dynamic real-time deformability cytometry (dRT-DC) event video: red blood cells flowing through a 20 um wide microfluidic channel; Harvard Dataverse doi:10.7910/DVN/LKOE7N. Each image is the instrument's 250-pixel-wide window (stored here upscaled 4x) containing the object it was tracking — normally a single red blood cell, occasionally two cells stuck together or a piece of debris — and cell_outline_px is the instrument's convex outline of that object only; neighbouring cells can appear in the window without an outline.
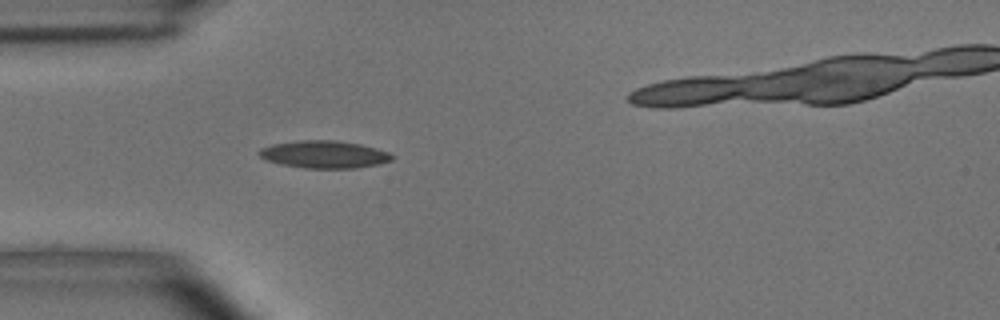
{"species": "common noctule bat (a hibernating species)", "species_latin": "Nyctalus noctula", "temperature_condition": "room temperature", "stored_images_in_passage": 34, "camera_frame_rate_fps": 3000, "um_per_image_px": 0.085, "animal": {"sex": "male", "body_mass_g": 15.6}, "frame": {"image": 1, "passage_image": 1, "time_ms": 0.0, "image_size_px": [1000, 320], "cell_outline_px": [[396, 156], [392, 160], [380, 164], [356, 168], [304, 168], [280, 164], [268, 160], [260, 156], [256, 152], [260, 148], [272, 144], [300, 140], [336, 140], [360, 144], [376, 148], [388, 152]], "centroid_in_image_um": [27.57, 13.12], "position_along_channel_um": 57.4, "area_um2": 21.39}}
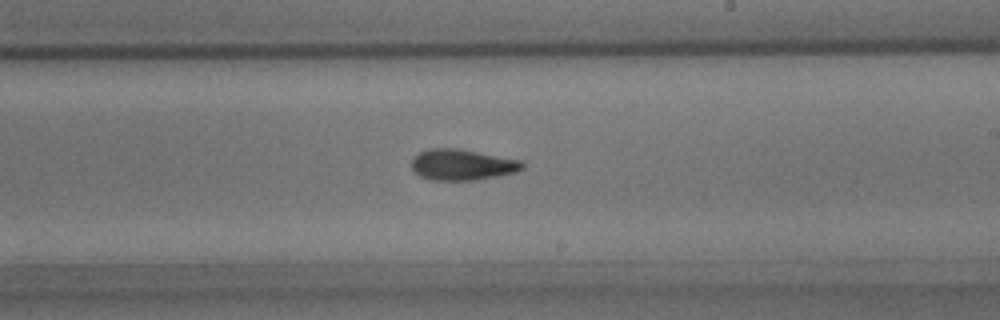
{"frame": {"image": 2, "passage_image": 17, "time_ms": 5.333, "image_size_px": [1000, 320], "cell_outline_px": [[524, 168], [516, 172], [476, 180], [432, 180], [420, 176], [412, 168], [412, 156], [420, 152], [432, 148], [460, 148], [520, 160], [524, 164]], "centroid_in_image_um": [39.28, 13.99], "position_along_channel_um": 249.7, "area_um2": 20.0}}
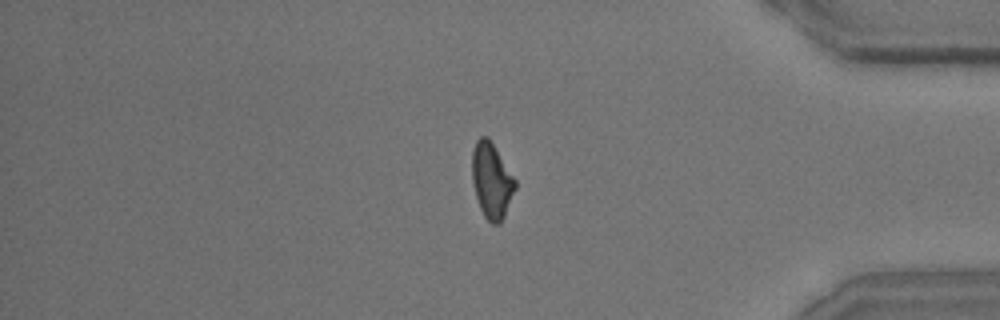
{"frame": {"image": 3, "passage_image": 31, "time_ms": 10.0, "image_size_px": [1000, 320], "cell_outline_px": [[516, 188], [504, 216], [500, 224], [492, 224], [484, 216], [480, 208], [476, 196], [472, 180], [472, 152], [476, 140], [480, 136], [488, 136], [516, 180]], "centroid_in_image_um": [41.78, 15.34], "position_along_channel_um": 393.4, "area_um2": 18.9}, "authors_computed_cell_mechanics": {"area_um2": 19.8543, "velocity_mm_per_s": 3.657, "shape_relaxation_time_tau1_ms": 5.2767, "shape_relaxation_time_tau2_ms": 4.4248, "deformation_change_tau1": 0.169, "deformation_change_tau2": 0.127}}